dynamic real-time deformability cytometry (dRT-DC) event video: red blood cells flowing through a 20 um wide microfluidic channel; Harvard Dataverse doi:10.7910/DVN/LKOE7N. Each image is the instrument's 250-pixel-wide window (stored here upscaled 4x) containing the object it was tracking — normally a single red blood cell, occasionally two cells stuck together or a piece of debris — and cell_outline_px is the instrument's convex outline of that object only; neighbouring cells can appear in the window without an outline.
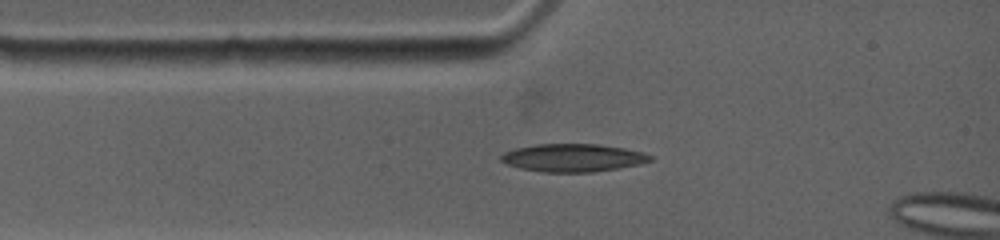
{"species": "common noctule bat (a hibernating species)", "species_latin": "Nyctalus noctula", "temperature_condition": "warm", "stored_images_in_passage": 9, "camera_frame_rate_fps": 4500, "um_per_image_px": 0.085, "animal": {"sex": "female", "body_mass_g": 19.0, "forearm_length_mm": 53.3}, "frame": {"image": 1, "passage_image": 1, "time_ms": 0.0, "image_size_px": [1000, 240], "cell_outline_px": [[652, 160], [640, 164], [592, 172], [544, 172], [520, 168], [508, 164], [500, 160], [500, 156], [504, 152], [516, 148], [536, 144], [596, 144], [624, 148], [644, 152], [652, 156]], "centroid_in_image_um": [48.7, 13.41], "position_along_channel_um": 36.3, "area_um2": 24.1}}
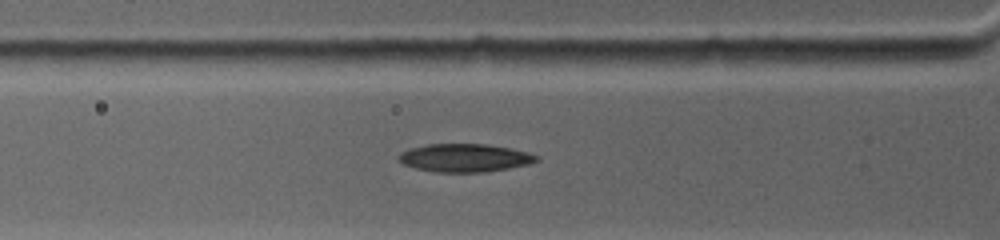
{"frame": {"image": 2, "passage_image": 4, "time_ms": 1.333, "image_size_px": [1000, 240], "cell_outline_px": [[540, 160], [528, 164], [508, 168], [484, 172], [432, 172], [416, 168], [404, 164], [396, 160], [396, 156], [400, 152], [408, 148], [428, 144], [488, 144], [528, 152], [536, 156]], "centroid_in_image_um": [39.43, 13.41], "position_along_channel_um": 86.4, "area_um2": 22.66}}